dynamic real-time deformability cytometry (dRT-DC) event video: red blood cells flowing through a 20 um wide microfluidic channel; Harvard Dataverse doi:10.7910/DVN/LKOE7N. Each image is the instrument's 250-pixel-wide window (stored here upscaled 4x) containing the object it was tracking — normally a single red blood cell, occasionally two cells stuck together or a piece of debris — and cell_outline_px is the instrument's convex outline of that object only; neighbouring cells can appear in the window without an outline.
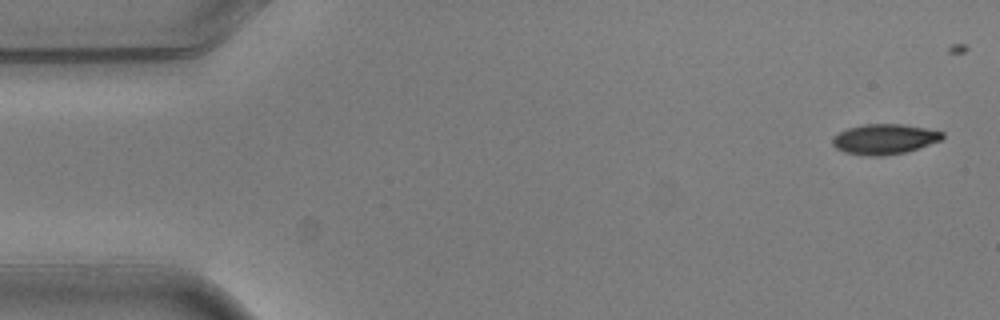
{"species": "common noctule bat (a hibernating species)", "species_latin": "Nyctalus noctula", "temperature_condition": "warm", "stored_images_in_passage": 5, "camera_frame_rate_fps": 3000, "um_per_image_px": 0.085, "animal": {"sex": "male", "body_mass_g": 20.5, "forearm_length_mm": 52.5}, "frame": {"image": 1, "passage_image": 1, "time_ms": 0.0, "image_size_px": [1000, 320], "cell_outline_px": [[944, 136], [940, 140], [904, 152], [880, 156], [868, 156], [844, 152], [836, 148], [832, 144], [832, 136], [848, 128], [864, 124], [900, 124], [924, 128], [944, 132]], "centroid_in_image_um": [75.12, 11.82], "position_along_channel_um": 9.9, "area_um2": 19.07}}
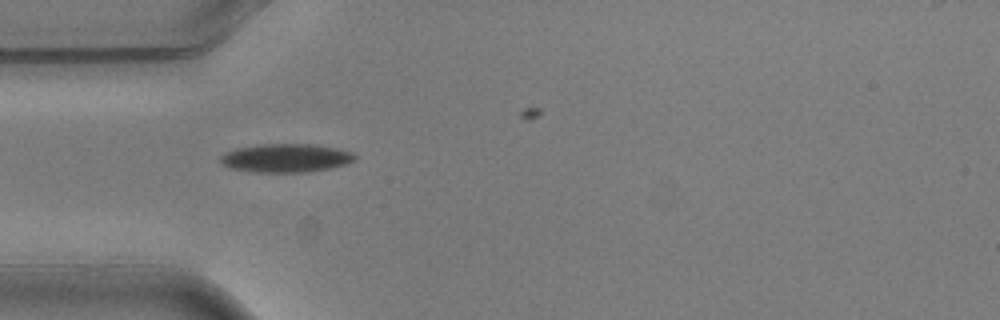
{"frame": {"image": 2, "passage_image": 4, "time_ms": 1.0, "image_size_px": [1000, 320], "cell_outline_px": [[356, 160], [344, 164], [328, 168], [308, 172], [256, 172], [228, 168], [220, 164], [220, 156], [224, 152], [236, 148], [260, 144], [316, 144], [336, 148], [352, 152], [356, 156]], "centroid_in_image_um": [24.25, 13.42], "position_along_channel_um": 60.7, "area_um2": 22.48}}
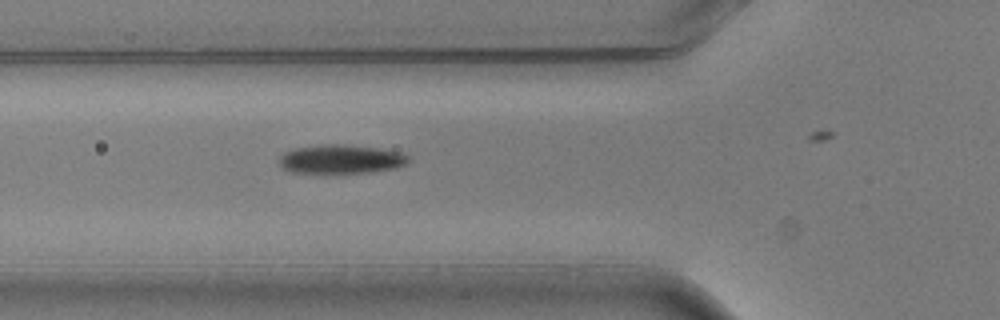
{"frame": {"image": 3, "passage_image": 5, "time_ms": 1.333, "image_size_px": [1000, 320], "cell_outline_px": [[408, 160], [404, 164], [392, 168], [364, 172], [292, 172], [284, 168], [280, 164], [280, 156], [284, 152], [296, 148], [324, 144], [336, 144], [380, 148], [400, 152], [408, 156]], "centroid_in_image_um": [28.95, 13.51], "position_along_channel_um": 96.8, "area_um2": 21.1}}